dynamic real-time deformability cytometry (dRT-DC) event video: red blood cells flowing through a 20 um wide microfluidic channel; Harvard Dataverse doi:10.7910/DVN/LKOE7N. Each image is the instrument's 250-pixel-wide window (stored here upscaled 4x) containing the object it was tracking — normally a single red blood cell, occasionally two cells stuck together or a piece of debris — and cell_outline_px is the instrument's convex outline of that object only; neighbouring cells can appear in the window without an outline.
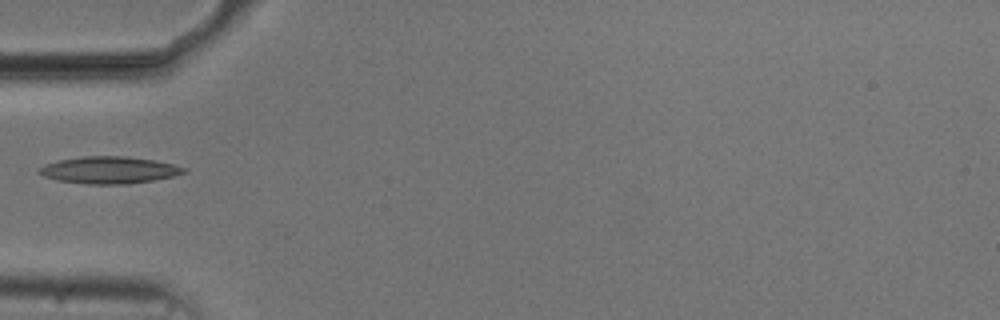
{"species": "common noctule bat (a hibernating species)", "species_latin": "Nyctalus noctula", "temperature_condition": "cold", "stored_images_in_passage": 4, "camera_frame_rate_fps": 3000, "um_per_image_px": 0.085, "animal": {"sex": "male", "body_mass_g": 20.5, "forearm_length_mm": 52.5}, "frame": {"image": 1, "passage_image": 1, "time_ms": 0.0, "image_size_px": [1000, 320], "cell_outline_px": [[188, 172], [172, 176], [152, 180], [128, 184], [88, 184], [60, 180], [44, 176], [36, 172], [36, 168], [44, 164], [60, 160], [84, 156], [124, 156], [152, 160], [172, 164], [188, 168]], "centroid_in_image_um": [9.26, 14.45], "position_along_channel_um": 75.7, "area_um2": 22.66}}
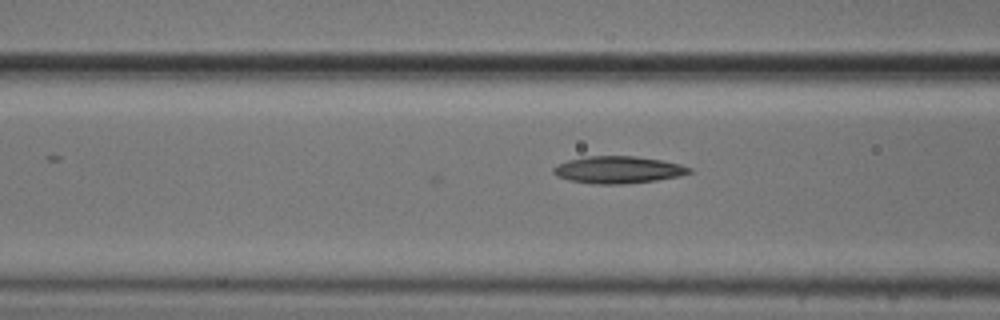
{"frame": {"image": 2, "passage_image": 4, "time_ms": 1.0, "image_size_px": [1000, 320], "cell_outline_px": [[692, 172], [680, 176], [656, 180], [620, 184], [596, 184], [568, 180], [556, 176], [552, 172], [552, 168], [556, 164], [568, 160], [584, 156], [636, 156], [660, 160], [680, 164], [692, 168]], "centroid_in_image_um": [52.5, 14.43], "position_along_channel_um": 114.1, "area_um2": 21.56}}